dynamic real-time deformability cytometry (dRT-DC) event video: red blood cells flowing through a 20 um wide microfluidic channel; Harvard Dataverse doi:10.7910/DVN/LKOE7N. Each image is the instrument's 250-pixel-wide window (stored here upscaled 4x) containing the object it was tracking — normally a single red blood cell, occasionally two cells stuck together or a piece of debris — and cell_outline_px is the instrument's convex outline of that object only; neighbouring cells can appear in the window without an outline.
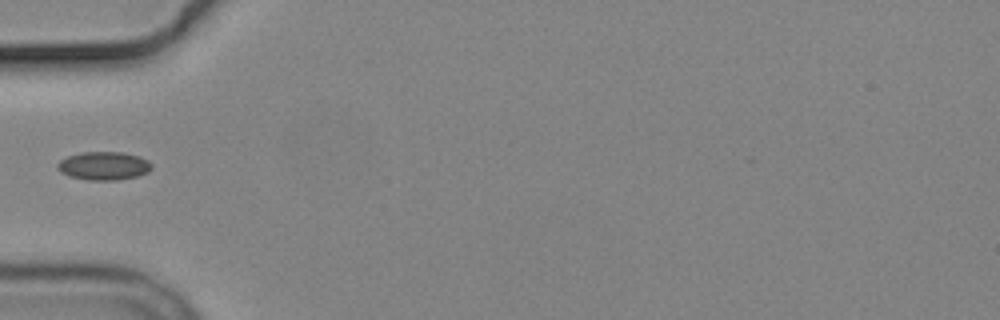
{"species": "common noctule bat (a hibernating species)", "species_latin": "Nyctalus noctula", "temperature_condition": "cold", "stored_images_in_passage": 6, "segment_of_instrument_passage": [2, 2], "camera_frame_rate_fps": 3000, "um_per_image_px": 0.085, "animal": {"sex": "male", "body_mass_g": 19.2, "forearm_length_mm": 51.8}, "frame": {"image": 1, "passage_image": 6, "time_ms": 5.667, "image_size_px": [1000, 320], "cell_outline_px": [[152, 168], [148, 172], [136, 176], [116, 180], [88, 180], [68, 176], [60, 172], [56, 168], [56, 164], [60, 160], [68, 156], [80, 152], [124, 152], [140, 156], [148, 160], [152, 164]], "centroid_in_image_um": [8.81, 14.09], "position_along_channel_um": 76.2, "area_um2": 15.72}}